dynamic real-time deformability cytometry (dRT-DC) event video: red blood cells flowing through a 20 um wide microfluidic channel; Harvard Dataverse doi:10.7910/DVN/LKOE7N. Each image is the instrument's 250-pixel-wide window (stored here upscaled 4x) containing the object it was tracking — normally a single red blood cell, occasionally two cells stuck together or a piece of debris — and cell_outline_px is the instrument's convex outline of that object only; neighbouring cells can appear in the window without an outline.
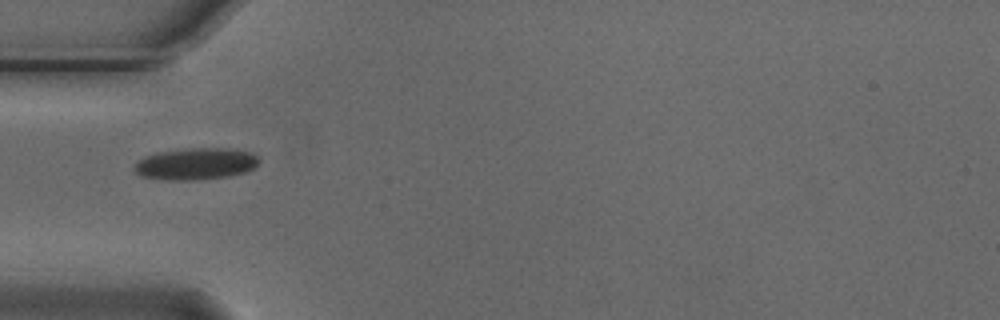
{"species": "Egyptian fruit bat (a non-hibernating species)", "species_latin": "Rousettus aegyptiacus", "temperature_condition": "cold", "stored_images_in_passage": 4, "camera_frame_rate_fps": 3000, "um_per_image_px": 0.085, "animal": {"sex": "male"}, "frame": {"image": 1, "passage_image": 1, "time_ms": 0.0, "image_size_px": [1000, 320], "cell_outline_px": [[260, 160], [252, 168], [244, 172], [228, 176], [192, 180], [164, 180], [140, 176], [132, 168], [144, 156], [156, 152], [188, 148], [236, 148], [252, 152], [260, 156]], "centroid_in_image_um": [16.65, 13.91], "position_along_channel_um": 68.4, "area_um2": 23.29}}
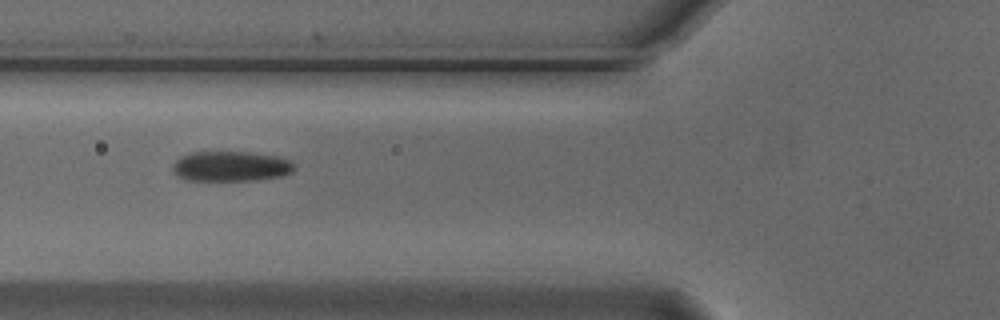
{"frame": {"image": 2, "passage_image": 2, "time_ms": 0.333, "image_size_px": [1000, 320], "cell_outline_px": [[296, 168], [292, 172], [280, 176], [252, 180], [188, 180], [176, 176], [172, 172], [172, 164], [180, 156], [192, 152], [248, 152], [276, 156], [292, 160]], "centroid_in_image_um": [19.6, 14.13], "position_along_channel_um": 106.2, "area_um2": 21.44}}
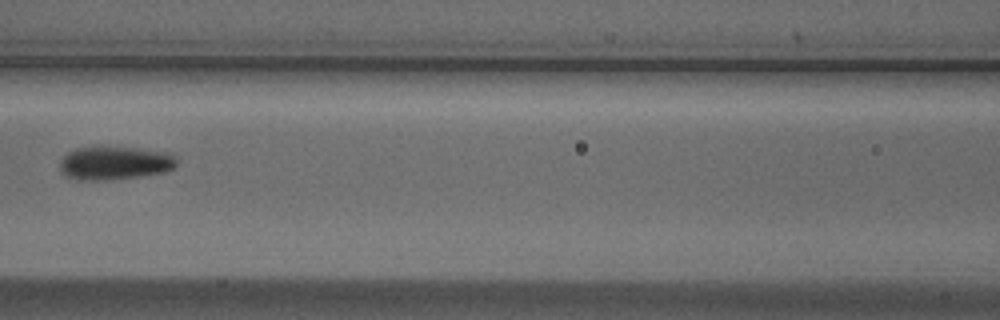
{"frame": {"image": 3, "passage_image": 3, "time_ms": 0.667, "image_size_px": [1000, 320], "cell_outline_px": [[176, 168], [164, 172], [140, 176], [108, 180], [76, 180], [64, 176], [60, 172], [60, 164], [64, 156], [68, 152], [76, 148], [132, 148], [168, 152], [176, 156]], "centroid_in_image_um": [9.75, 13.88], "position_along_channel_um": 156.8, "area_um2": 22.6}}